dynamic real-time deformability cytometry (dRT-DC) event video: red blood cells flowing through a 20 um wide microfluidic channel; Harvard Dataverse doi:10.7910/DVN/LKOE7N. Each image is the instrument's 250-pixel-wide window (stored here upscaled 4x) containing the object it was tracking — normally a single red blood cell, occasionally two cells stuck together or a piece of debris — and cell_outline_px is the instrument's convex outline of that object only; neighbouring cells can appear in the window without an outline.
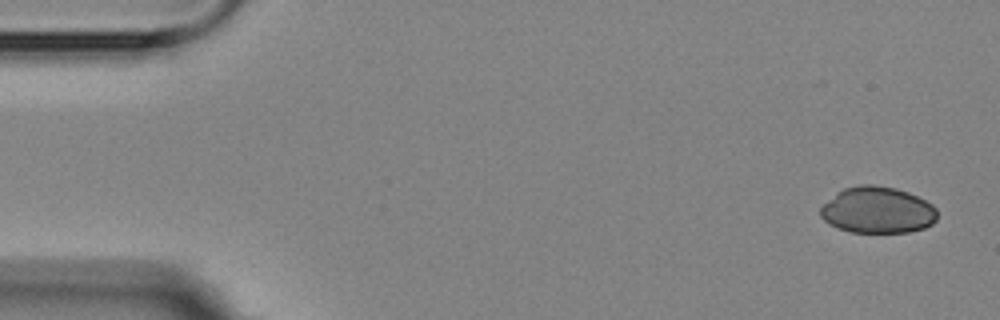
{"species": "Egyptian fruit bat (a non-hibernating species)", "species_latin": "Rousettus aegyptiacus", "temperature_condition": "room temperature", "stored_images_in_passage": 4, "camera_frame_rate_fps": 3000, "um_per_image_px": 0.085, "animal": {"sex": "female"}, "frame": {"image": 1, "passage_image": 4, "time_ms": 4.333, "image_size_px": [1000, 320], "cell_outline_px": [[936, 220], [932, 224], [924, 228], [908, 232], [852, 232], [828, 224], [820, 216], [820, 208], [836, 192], [844, 188], [860, 184], [872, 184], [896, 188], [908, 192], [932, 204], [936, 208]], "centroid_in_image_um": [74.58, 17.85], "position_along_channel_um": 10.4, "area_um2": 31.62}}